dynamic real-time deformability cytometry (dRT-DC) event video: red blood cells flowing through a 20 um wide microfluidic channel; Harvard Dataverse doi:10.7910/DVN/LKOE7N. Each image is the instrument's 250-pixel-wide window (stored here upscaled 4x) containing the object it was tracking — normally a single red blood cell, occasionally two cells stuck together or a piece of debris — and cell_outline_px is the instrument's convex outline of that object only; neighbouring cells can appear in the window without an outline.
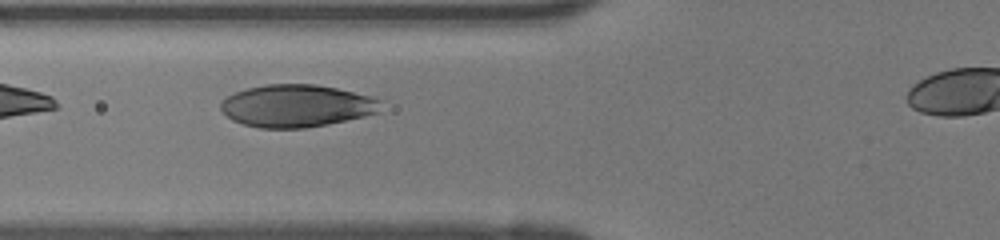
{"species": "human", "species_latin": "Homo sapiens", "temperature_condition": "room temperature", "stored_images_in_passage": 35, "camera_frame_rate_fps": 3000, "um_per_image_px": 0.085, "donor": {"sex": "female"}, "frame": {"image": 1, "passage_image": 13, "time_ms": 4.0, "image_size_px": [1000, 240], "cell_outline_px": [[380, 100], [376, 112], [364, 116], [328, 124], [304, 128], [260, 128], [244, 124], [232, 120], [220, 108], [220, 104], [228, 96], [236, 92], [248, 88], [264, 84], [316, 84], [336, 88], [372, 96]], "centroid_in_image_um": [25.18, 8.99], "position_along_channel_um": 100.6, "area_um2": 39.19}}
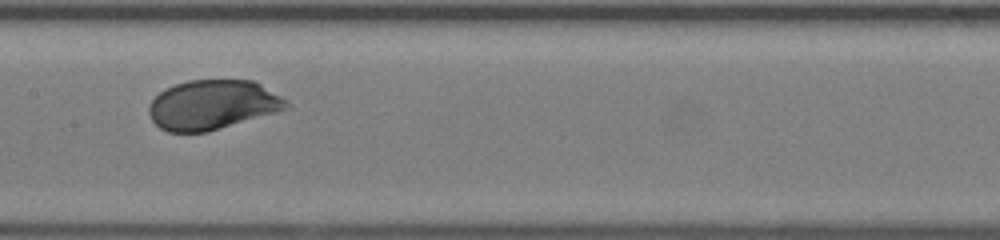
{"frame": {"image": 2, "passage_image": 19, "time_ms": 6.0, "image_size_px": [1000, 240], "cell_outline_px": [[292, 108], [208, 132], [168, 132], [160, 128], [152, 120], [148, 112], [148, 108], [152, 100], [160, 92], [176, 84], [188, 80], [256, 80], [288, 100]], "centroid_in_image_um": [18.13, 8.91], "position_along_channel_um": 189.3, "area_um2": 40.06}}
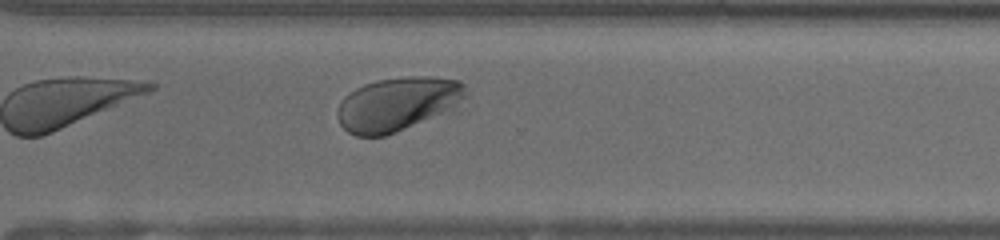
{"frame": {"image": 3, "passage_image": 29, "time_ms": 9.333, "image_size_px": [1000, 240], "cell_outline_px": [[464, 96], [452, 108], [396, 132], [384, 136], [356, 136], [348, 132], [340, 124], [336, 116], [336, 112], [344, 96], [356, 88], [364, 84], [376, 80], [404, 76], [428, 76], [460, 80], [464, 84]], "centroid_in_image_um": [33.72, 8.82], "position_along_channel_um": 336.9, "area_um2": 39.71}}